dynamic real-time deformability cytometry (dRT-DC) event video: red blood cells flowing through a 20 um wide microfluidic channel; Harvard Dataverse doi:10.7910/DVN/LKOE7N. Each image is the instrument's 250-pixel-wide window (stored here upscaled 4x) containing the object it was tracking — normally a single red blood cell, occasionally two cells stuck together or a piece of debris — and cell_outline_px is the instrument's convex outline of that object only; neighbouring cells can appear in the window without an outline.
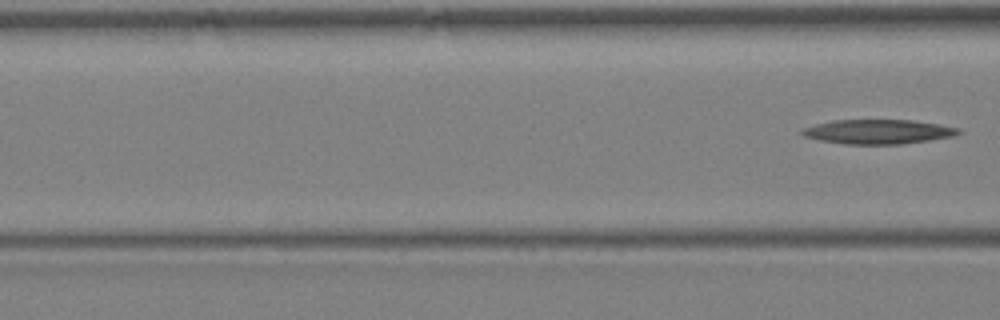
{"species": "Egyptian fruit bat (a non-hibernating species)", "species_latin": "Rousettus aegyptiacus", "temperature_condition": "warm", "stored_images_in_passage": 5, "segment_of_instrument_passage": [2, 2], "camera_frame_rate_fps": 3000, "um_per_image_px": 0.085, "animal": {"sex": "female"}, "frame": {"image": 1, "passage_image": 5, "time_ms": 4.667, "image_size_px": [1000, 320], "cell_outline_px": [[964, 132], [956, 136], [900, 144], [844, 144], [820, 140], [804, 136], [800, 132], [804, 128], [816, 124], [832, 120], [912, 120], [940, 124], [960, 128]], "centroid_in_image_um": [74.7, 11.19], "position_along_channel_um": 91.9, "area_um2": 22.31}}